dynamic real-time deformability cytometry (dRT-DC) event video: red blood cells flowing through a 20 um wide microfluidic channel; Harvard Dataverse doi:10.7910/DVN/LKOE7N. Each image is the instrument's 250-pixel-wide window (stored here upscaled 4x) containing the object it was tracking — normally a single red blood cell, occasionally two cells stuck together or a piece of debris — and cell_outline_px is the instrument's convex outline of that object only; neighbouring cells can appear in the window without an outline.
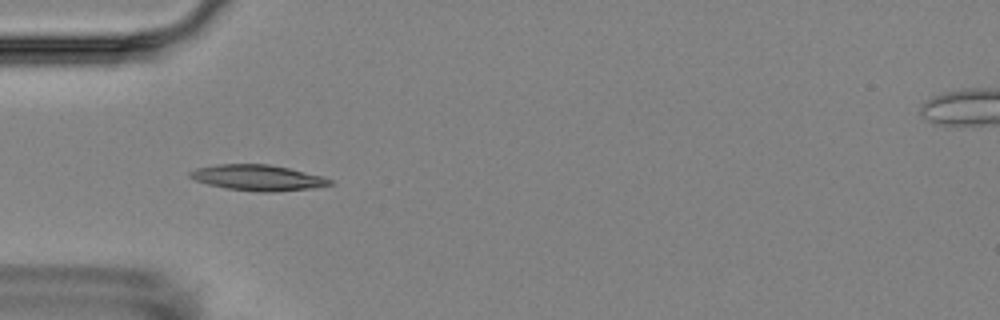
{"species": "Egyptian fruit bat (a non-hibernating species)", "species_latin": "Rousettus aegyptiacus", "temperature_condition": "room temperature", "stored_images_in_passage": 6, "camera_frame_rate_fps": 3000, "um_per_image_px": 0.085, "animal": {"sex": "female"}, "frame": {"image": 1, "passage_image": 5, "time_ms": 4.667, "image_size_px": [1000, 320], "cell_outline_px": [[336, 184], [316, 188], [272, 192], [260, 192], [228, 188], [208, 184], [196, 180], [188, 176], [188, 172], [196, 168], [216, 164], [268, 164], [288, 168], [324, 176], [332, 180]], "centroid_in_image_um": [21.97, 15.1], "position_along_channel_um": 63.0, "area_um2": 21.1}}